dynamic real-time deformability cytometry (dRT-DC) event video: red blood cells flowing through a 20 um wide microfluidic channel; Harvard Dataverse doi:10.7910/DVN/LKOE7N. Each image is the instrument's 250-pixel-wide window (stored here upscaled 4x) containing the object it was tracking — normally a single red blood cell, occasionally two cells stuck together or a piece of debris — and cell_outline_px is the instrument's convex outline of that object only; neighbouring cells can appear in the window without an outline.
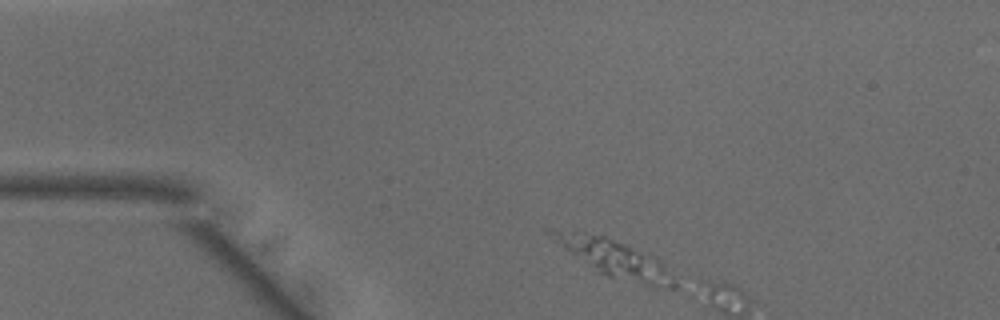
{"species": "common noctule bat (a hibernating species)", "species_latin": "Nyctalus noctula", "temperature_condition": "warm", "stored_images_in_passage": 2, "segment_of_instrument_passage": [1, 2], "camera_frame_rate_fps": 3000, "um_per_image_px": 0.085, "animal": {"sex": "male", "body_mass_g": 15.6}, "frame": {"image": 1, "passage_image": 1, "time_ms": 0.0, "image_size_px": [1000, 320], "cell_outline_px": [[676, 288], [668, 288], [608, 276], [596, 272], [552, 240], [544, 232], [544, 228], [576, 228], [604, 236], [624, 244], [652, 256], [660, 260], [676, 284]], "centroid_in_image_um": [52.0, 21.85], "position_along_channel_um": 33.0, "area_um2": 26.41}}